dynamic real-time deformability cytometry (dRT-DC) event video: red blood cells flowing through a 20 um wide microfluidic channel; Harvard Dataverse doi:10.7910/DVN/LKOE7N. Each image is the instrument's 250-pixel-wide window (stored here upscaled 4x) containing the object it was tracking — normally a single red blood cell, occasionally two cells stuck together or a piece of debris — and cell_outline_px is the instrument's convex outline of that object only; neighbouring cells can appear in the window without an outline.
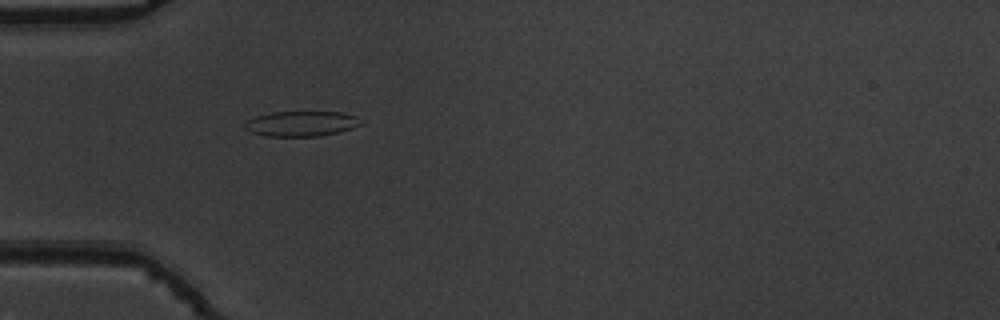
{"species": "common noctule bat (a hibernating species)", "species_latin": "Nyctalus noctula", "temperature_condition": "warm", "stored_images_in_passage": 43, "camera_frame_rate_fps": 3000, "um_per_image_px": 0.085, "animal": {"sex": "male", "body_mass_g": 19.5, "forearm_length_mm": 54.6}, "frame": {"image": 1, "passage_image": 6, "time_ms": 1.667, "image_size_px": [1000, 320], "cell_outline_px": [[364, 124], [340, 132], [320, 136], [264, 136], [252, 132], [244, 128], [244, 120], [256, 116], [272, 112], [340, 112], [356, 116]], "centroid_in_image_um": [25.6, 10.51], "position_along_channel_um": 59.4, "area_um2": 17.17}}
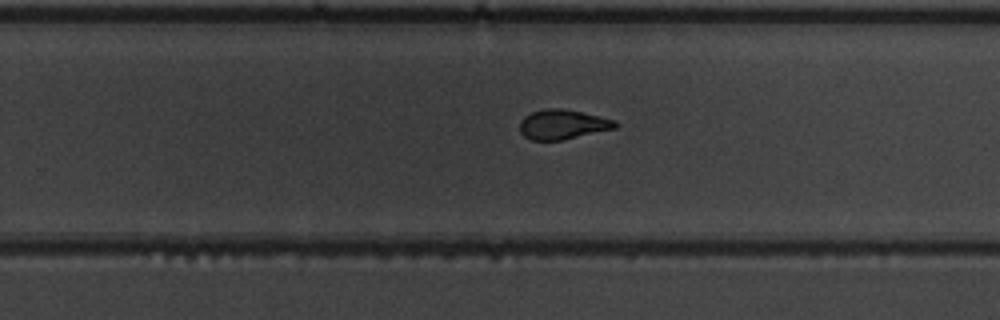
{"frame": {"image": 2, "passage_image": 24, "time_ms": 7.667, "image_size_px": [1000, 320], "cell_outline_px": [[620, 124], [616, 128], [564, 140], [532, 140], [524, 136], [520, 132], [520, 120], [524, 116], [532, 112], [544, 108], [560, 108], [580, 112], [616, 120]], "centroid_in_image_um": [47.83, 10.58], "position_along_channel_um": 282.0, "area_um2": 16.59}}
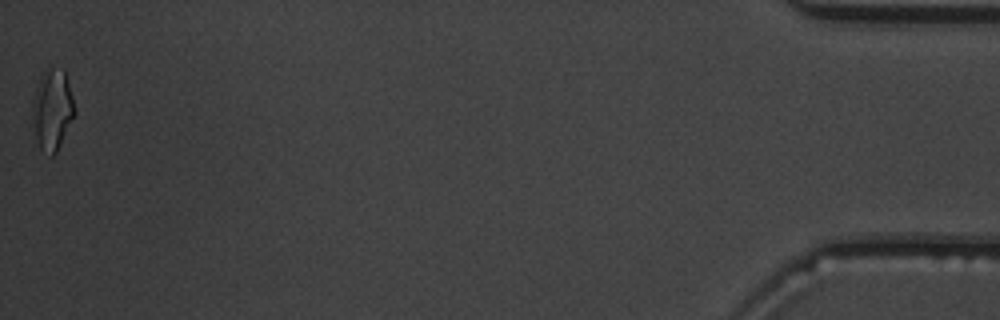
{"frame": {"image": 3, "passage_image": 43, "time_ms": 14.0, "image_size_px": [1000, 320], "cell_outline_px": [[76, 112], [56, 152], [52, 156], [48, 156], [40, 148], [36, 136], [32, 112], [32, 100], [40, 76], [48, 68], [64, 68], [72, 96]], "centroid_in_image_um": [4.45, 9.3], "position_along_channel_um": 430.8, "area_um2": 19.65}, "authors_computed_cell_mechanics": {"area_um2": 17.1666, "velocity_mm_per_s": 3.8009, "shape_relaxation_time_tau1_ms": 7.7343, "shape_relaxation_time_tau2_ms": 1.8548, "deformation_change_tau1": 0.2208, "deformation_change_tau2": 0.0882}}